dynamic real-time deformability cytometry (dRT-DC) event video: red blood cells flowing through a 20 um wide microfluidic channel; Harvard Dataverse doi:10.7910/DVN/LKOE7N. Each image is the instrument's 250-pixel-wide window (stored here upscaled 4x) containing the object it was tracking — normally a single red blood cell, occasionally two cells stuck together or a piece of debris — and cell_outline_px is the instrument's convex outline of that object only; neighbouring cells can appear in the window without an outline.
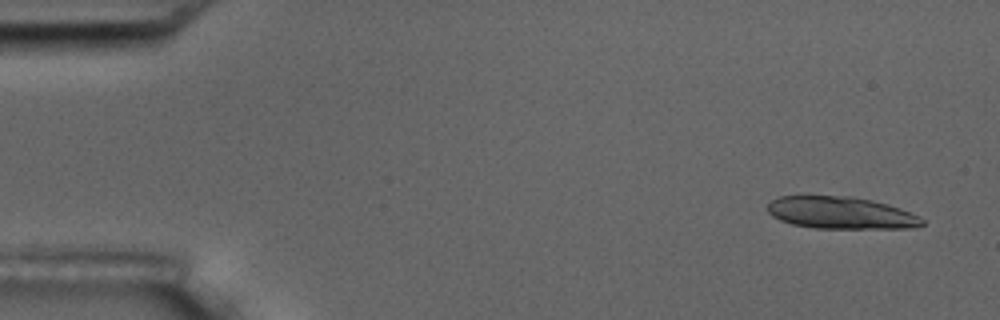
{"species": "common noctule bat (a hibernating species)", "species_latin": "Nyctalus noctula", "temperature_condition": "room temperature", "stored_images_in_passage": 5, "camera_frame_rate_fps": 3000, "um_per_image_px": 0.085, "animal": {"sex": "male", "body_mass_g": 17.5, "forearm_length_mm": 52.3}, "frame": {"image": 1, "passage_image": 1, "time_ms": 0.0, "image_size_px": [1000, 320], "cell_outline_px": [[924, 224], [916, 228], [812, 228], [792, 224], [780, 220], [772, 216], [768, 212], [768, 204], [772, 200], [780, 196], [852, 196], [872, 200], [888, 204], [900, 208], [920, 216], [924, 220]], "centroid_in_image_um": [71.5, 18.09], "position_along_channel_um": 13.5, "area_um2": 29.07}}